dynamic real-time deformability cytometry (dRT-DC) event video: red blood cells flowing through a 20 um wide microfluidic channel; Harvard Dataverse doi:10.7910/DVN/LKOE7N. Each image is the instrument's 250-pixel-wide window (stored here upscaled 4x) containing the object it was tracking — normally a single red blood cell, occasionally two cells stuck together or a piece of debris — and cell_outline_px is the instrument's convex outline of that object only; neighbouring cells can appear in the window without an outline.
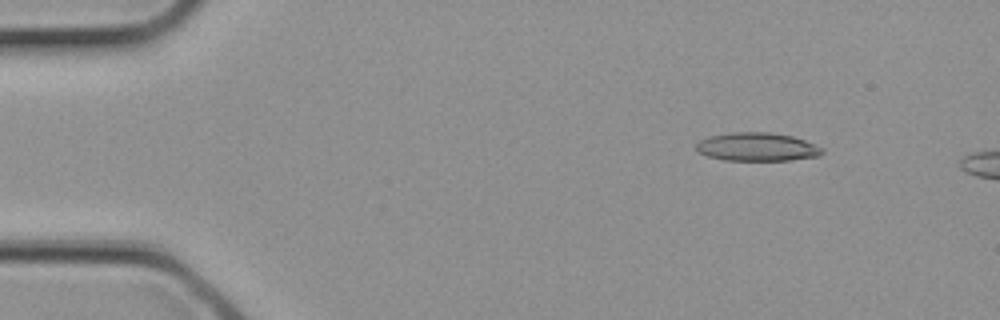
{"species": "common noctule bat (a hibernating species)", "species_latin": "Nyctalus noctula", "temperature_condition": "cold", "stored_images_in_passage": 2, "camera_frame_rate_fps": 3000, "um_per_image_px": 0.085, "animal": {"sex": "female", "body_mass_g": 21.9}, "frame": {"image": 1, "passage_image": 1, "time_ms": 0.0, "image_size_px": [1000, 320], "cell_outline_px": [[824, 152], [820, 156], [792, 160], [724, 160], [708, 156], [700, 152], [696, 148], [696, 144], [700, 140], [708, 136], [732, 132], [768, 132], [792, 136], [804, 140], [824, 148]], "centroid_in_image_um": [64.38, 12.48], "position_along_channel_um": 20.6, "area_um2": 20.87}}